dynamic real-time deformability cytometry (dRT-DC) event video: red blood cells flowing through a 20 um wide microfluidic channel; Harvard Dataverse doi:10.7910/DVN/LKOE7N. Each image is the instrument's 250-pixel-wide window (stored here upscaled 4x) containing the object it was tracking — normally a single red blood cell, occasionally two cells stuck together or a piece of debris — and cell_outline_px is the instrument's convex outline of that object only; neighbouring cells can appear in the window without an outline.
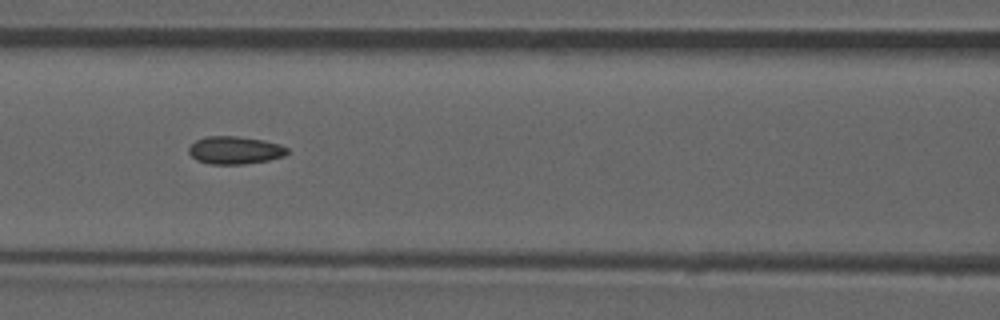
{"species": "common noctule bat (a hibernating species)", "species_latin": "Nyctalus noctula", "temperature_condition": "room temperature", "stored_images_in_passage": 52, "camera_frame_rate_fps": 3000, "um_per_image_px": 0.085, "animal": {"sex": "male", "forearm_length_mm": 52.5}, "frame": {"image": 1, "passage_image": 23, "time_ms": 7.333, "image_size_px": [1000, 320], "cell_outline_px": [[288, 152], [284, 156], [268, 160], [244, 164], [208, 164], [196, 160], [188, 152], [188, 148], [196, 140], [204, 136], [236, 136], [264, 140], [280, 144], [288, 148]], "centroid_in_image_um": [19.95, 12.76], "position_along_channel_um": 146.6, "area_um2": 16.01}, "authors_computed_cell_mechanics": {"area_um2": 15.6927, "velocity_mm_per_s": 3.9299, "shape_relaxation_time_tau1_ms": null, "shape_relaxation_time_tau2_ms": 3.0704, "deformation_change_tau1": null, "deformation_change_tau2": 0.0866}}